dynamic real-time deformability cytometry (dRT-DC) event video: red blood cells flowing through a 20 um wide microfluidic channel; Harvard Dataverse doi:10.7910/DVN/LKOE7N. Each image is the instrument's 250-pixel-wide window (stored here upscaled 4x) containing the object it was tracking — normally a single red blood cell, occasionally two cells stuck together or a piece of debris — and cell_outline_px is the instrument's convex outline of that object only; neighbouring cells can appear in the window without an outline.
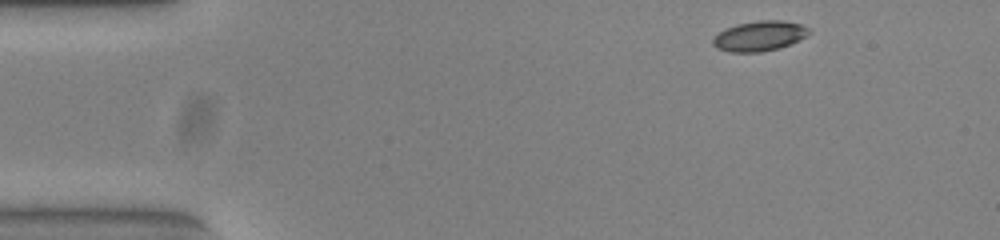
{"species": "common noctule bat (a hibernating species)", "species_latin": "Nyctalus noctula", "temperature_condition": "warm", "stored_images_in_passage": 48, "camera_frame_rate_fps": 3000, "um_per_image_px": 0.085, "animal": {"sex": "female", "body_mass_g": 23.0, "forearm_length_mm": 53.4}, "frame": {"image": 1, "passage_image": 1, "time_ms": 0.0, "image_size_px": [1000, 240], "cell_outline_px": [[812, 32], [808, 36], [780, 48], [760, 52], [728, 52], [716, 48], [712, 44], [712, 40], [724, 28], [736, 24], [760, 20], [784, 20], [800, 24], [808, 28]], "centroid_in_image_um": [64.56, 3.06], "position_along_channel_um": 20.4, "area_um2": 16.99}}
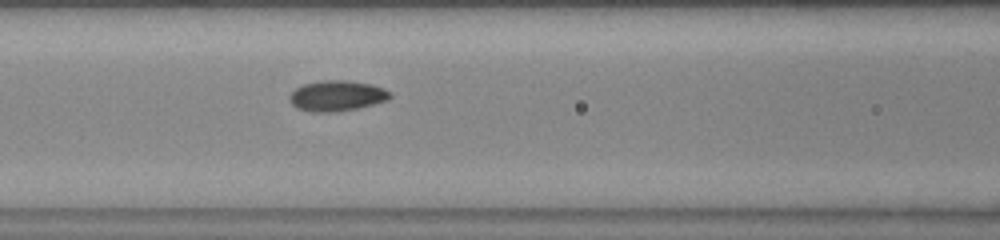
{"frame": {"image": 2, "passage_image": 17, "time_ms": 5.333, "image_size_px": [1000, 240], "cell_outline_px": [[392, 96], [388, 100], [356, 108], [336, 112], [312, 112], [296, 108], [288, 100], [288, 96], [296, 88], [304, 84], [320, 80], [344, 80], [372, 84], [384, 88], [392, 92]], "centroid_in_image_um": [28.63, 8.14], "position_along_channel_um": 138.0, "area_um2": 18.03}}
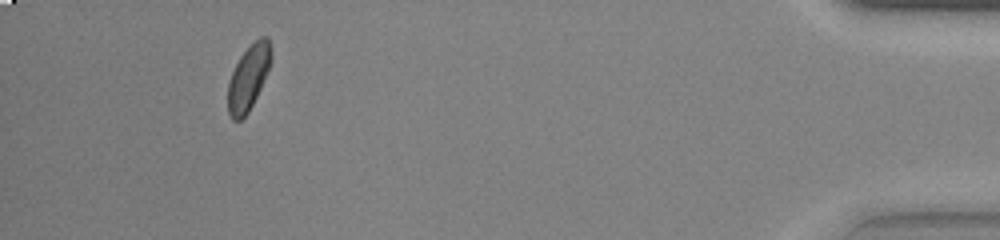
{"frame": {"image": 3, "passage_image": 44, "time_ms": 14.333, "image_size_px": [1000, 240], "cell_outline_px": [[272, 56], [268, 72], [248, 112], [240, 120], [232, 120], [228, 112], [228, 84], [232, 72], [240, 56], [260, 36], [268, 36], [272, 48]], "centroid_in_image_um": [21.13, 6.57], "position_along_channel_um": 414.1, "area_um2": 16.24}, "authors_computed_cell_mechanics": {"area_um2": 17.051, "velocity_mm_per_s": 3.8313, "shape_relaxation_time_tau1_ms": 5.7009, "shape_relaxation_time_tau2_ms": 5.0931, "deformation_change_tau1": 0.1346, "deformation_change_tau2": 0.0871}}